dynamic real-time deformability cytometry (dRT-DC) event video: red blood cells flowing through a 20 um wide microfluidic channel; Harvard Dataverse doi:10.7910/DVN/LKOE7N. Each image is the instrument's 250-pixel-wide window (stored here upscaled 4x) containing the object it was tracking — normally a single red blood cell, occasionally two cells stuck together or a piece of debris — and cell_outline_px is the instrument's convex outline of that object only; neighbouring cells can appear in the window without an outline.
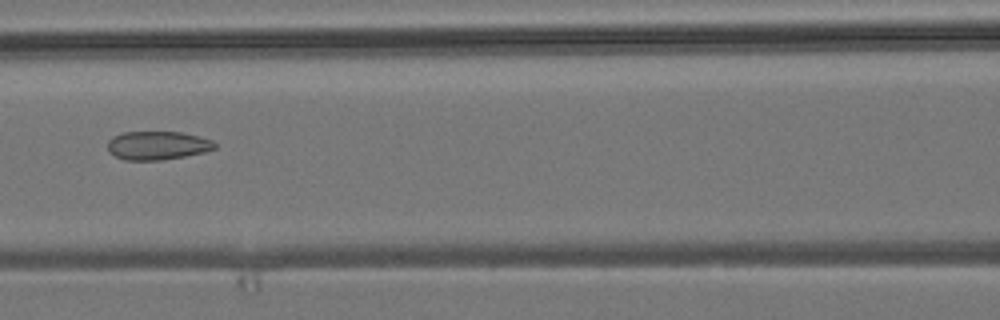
{"species": "common noctule bat (a hibernating species)", "species_latin": "Nyctalus noctula", "temperature_condition": "room temperature", "stored_images_in_passage": 7, "camera_frame_rate_fps": 3000, "um_per_image_px": 0.085, "animal": {"sex": "male", "body_mass_g": 19.2, "forearm_length_mm": 51.8}, "frame": {"image": 1, "passage_image": 6, "time_ms": 6.667, "image_size_px": [1000, 320], "cell_outline_px": [[216, 148], [204, 152], [184, 156], [160, 160], [124, 160], [108, 152], [108, 140], [112, 136], [120, 132], [180, 132], [212, 140], [216, 144]], "centroid_in_image_um": [13.34, 12.36], "position_along_channel_um": 153.3, "area_um2": 17.8}}
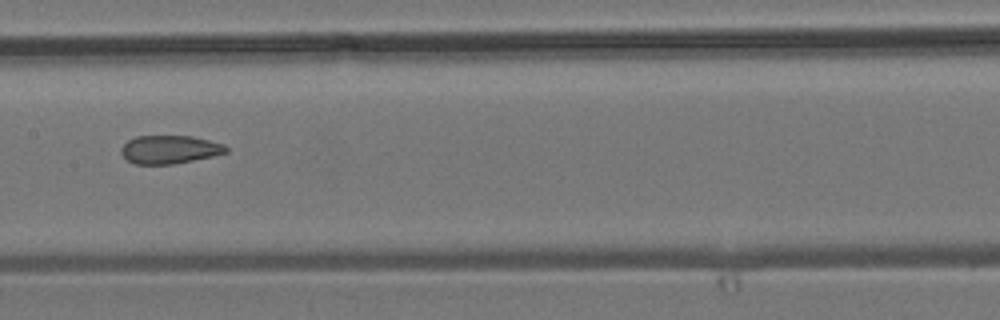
{"frame": {"image": 2, "passage_image": 7, "time_ms": 7.667, "image_size_px": [1000, 320], "cell_outline_px": [[228, 152], [212, 156], [172, 164], [136, 164], [128, 160], [120, 152], [120, 148], [128, 140], [136, 136], [192, 136], [224, 144], [228, 148]], "centroid_in_image_um": [14.41, 12.7], "position_along_channel_um": 193.0, "area_um2": 17.17}}